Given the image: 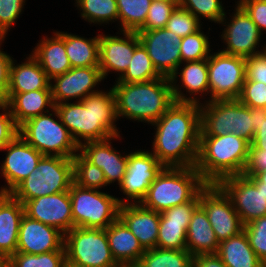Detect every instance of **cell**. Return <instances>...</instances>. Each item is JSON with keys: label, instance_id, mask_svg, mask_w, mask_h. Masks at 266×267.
I'll use <instances>...</instances> for the list:
<instances>
[{"label": "cell", "instance_id": "6da1fadb", "mask_svg": "<svg viewBox=\"0 0 266 267\" xmlns=\"http://www.w3.org/2000/svg\"><path fill=\"white\" fill-rule=\"evenodd\" d=\"M152 153L164 167L195 166L200 139V104L174 102L155 121Z\"/></svg>", "mask_w": 266, "mask_h": 267}, {"label": "cell", "instance_id": "7a4b0ae2", "mask_svg": "<svg viewBox=\"0 0 266 267\" xmlns=\"http://www.w3.org/2000/svg\"><path fill=\"white\" fill-rule=\"evenodd\" d=\"M61 122L80 146L88 141H102L117 135V113L114 91H98L75 103L54 105Z\"/></svg>", "mask_w": 266, "mask_h": 267}, {"label": "cell", "instance_id": "3957f363", "mask_svg": "<svg viewBox=\"0 0 266 267\" xmlns=\"http://www.w3.org/2000/svg\"><path fill=\"white\" fill-rule=\"evenodd\" d=\"M117 118L153 124L174 103L169 77L152 81L115 83L112 87Z\"/></svg>", "mask_w": 266, "mask_h": 267}, {"label": "cell", "instance_id": "277c9868", "mask_svg": "<svg viewBox=\"0 0 266 267\" xmlns=\"http://www.w3.org/2000/svg\"><path fill=\"white\" fill-rule=\"evenodd\" d=\"M250 144L232 133L200 136L195 168L207 184H218L225 177L241 175Z\"/></svg>", "mask_w": 266, "mask_h": 267}, {"label": "cell", "instance_id": "5b68a950", "mask_svg": "<svg viewBox=\"0 0 266 267\" xmlns=\"http://www.w3.org/2000/svg\"><path fill=\"white\" fill-rule=\"evenodd\" d=\"M206 185L195 166L164 167L140 203L145 208L162 213L192 201Z\"/></svg>", "mask_w": 266, "mask_h": 267}, {"label": "cell", "instance_id": "8992f818", "mask_svg": "<svg viewBox=\"0 0 266 267\" xmlns=\"http://www.w3.org/2000/svg\"><path fill=\"white\" fill-rule=\"evenodd\" d=\"M200 104V136L232 133L250 143L254 138L251 109L238 99L203 101Z\"/></svg>", "mask_w": 266, "mask_h": 267}, {"label": "cell", "instance_id": "52a82bcc", "mask_svg": "<svg viewBox=\"0 0 266 267\" xmlns=\"http://www.w3.org/2000/svg\"><path fill=\"white\" fill-rule=\"evenodd\" d=\"M73 183L72 158L44 155L34 171L10 194L22 204L40 196L69 191Z\"/></svg>", "mask_w": 266, "mask_h": 267}, {"label": "cell", "instance_id": "ba28073f", "mask_svg": "<svg viewBox=\"0 0 266 267\" xmlns=\"http://www.w3.org/2000/svg\"><path fill=\"white\" fill-rule=\"evenodd\" d=\"M18 134L43 155L73 158L79 152L78 144L61 122L55 107L23 123Z\"/></svg>", "mask_w": 266, "mask_h": 267}, {"label": "cell", "instance_id": "9c48e42d", "mask_svg": "<svg viewBox=\"0 0 266 267\" xmlns=\"http://www.w3.org/2000/svg\"><path fill=\"white\" fill-rule=\"evenodd\" d=\"M67 267H117L106 229L73 227L64 235Z\"/></svg>", "mask_w": 266, "mask_h": 267}, {"label": "cell", "instance_id": "30bf717a", "mask_svg": "<svg viewBox=\"0 0 266 267\" xmlns=\"http://www.w3.org/2000/svg\"><path fill=\"white\" fill-rule=\"evenodd\" d=\"M73 227L106 229L119 217L117 197L72 183L69 189Z\"/></svg>", "mask_w": 266, "mask_h": 267}, {"label": "cell", "instance_id": "8fae6325", "mask_svg": "<svg viewBox=\"0 0 266 267\" xmlns=\"http://www.w3.org/2000/svg\"><path fill=\"white\" fill-rule=\"evenodd\" d=\"M246 58L221 51L208 57L209 100L238 99L246 78Z\"/></svg>", "mask_w": 266, "mask_h": 267}, {"label": "cell", "instance_id": "7c38bea8", "mask_svg": "<svg viewBox=\"0 0 266 267\" xmlns=\"http://www.w3.org/2000/svg\"><path fill=\"white\" fill-rule=\"evenodd\" d=\"M199 205L205 210L216 239L221 242L243 231V223L231 198L218 184H207L199 192Z\"/></svg>", "mask_w": 266, "mask_h": 267}, {"label": "cell", "instance_id": "4fadbf2b", "mask_svg": "<svg viewBox=\"0 0 266 267\" xmlns=\"http://www.w3.org/2000/svg\"><path fill=\"white\" fill-rule=\"evenodd\" d=\"M235 6V12L230 15L232 17L230 22L227 21L225 13L219 23L226 27L221 34V40H223L226 47L219 51L244 58L264 52L265 46L261 45L262 49H258L263 34L246 11L238 3Z\"/></svg>", "mask_w": 266, "mask_h": 267}, {"label": "cell", "instance_id": "5bb4252c", "mask_svg": "<svg viewBox=\"0 0 266 267\" xmlns=\"http://www.w3.org/2000/svg\"><path fill=\"white\" fill-rule=\"evenodd\" d=\"M139 150L128 153L126 173L119 185L126 199L117 198L120 205L140 203L147 195L151 183L164 168L150 150Z\"/></svg>", "mask_w": 266, "mask_h": 267}, {"label": "cell", "instance_id": "9a60e30c", "mask_svg": "<svg viewBox=\"0 0 266 267\" xmlns=\"http://www.w3.org/2000/svg\"><path fill=\"white\" fill-rule=\"evenodd\" d=\"M140 42L146 48L152 64L161 76L171 77L182 67L181 37L166 28L137 30Z\"/></svg>", "mask_w": 266, "mask_h": 267}, {"label": "cell", "instance_id": "2e32d148", "mask_svg": "<svg viewBox=\"0 0 266 267\" xmlns=\"http://www.w3.org/2000/svg\"><path fill=\"white\" fill-rule=\"evenodd\" d=\"M218 185L231 198L243 225L266 216V195L244 175L223 178Z\"/></svg>", "mask_w": 266, "mask_h": 267}, {"label": "cell", "instance_id": "e0dca14e", "mask_svg": "<svg viewBox=\"0 0 266 267\" xmlns=\"http://www.w3.org/2000/svg\"><path fill=\"white\" fill-rule=\"evenodd\" d=\"M2 151L7 154L0 166V174L5 179L7 186H1L0 193H10L36 169L44 155L29 145L19 134Z\"/></svg>", "mask_w": 266, "mask_h": 267}, {"label": "cell", "instance_id": "ac0fdd59", "mask_svg": "<svg viewBox=\"0 0 266 267\" xmlns=\"http://www.w3.org/2000/svg\"><path fill=\"white\" fill-rule=\"evenodd\" d=\"M23 206L29 218L52 226L64 235L73 228L69 191L40 196L26 201Z\"/></svg>", "mask_w": 266, "mask_h": 267}, {"label": "cell", "instance_id": "d6986e66", "mask_svg": "<svg viewBox=\"0 0 266 267\" xmlns=\"http://www.w3.org/2000/svg\"><path fill=\"white\" fill-rule=\"evenodd\" d=\"M102 80L104 79L99 67L71 68L51 80L53 104L66 103L76 98L81 101L87 95L100 91L94 89Z\"/></svg>", "mask_w": 266, "mask_h": 267}, {"label": "cell", "instance_id": "ffe728a7", "mask_svg": "<svg viewBox=\"0 0 266 267\" xmlns=\"http://www.w3.org/2000/svg\"><path fill=\"white\" fill-rule=\"evenodd\" d=\"M124 37L99 34V68L103 79L118 72L120 78L127 70L135 47L140 43L137 32L121 31Z\"/></svg>", "mask_w": 266, "mask_h": 267}, {"label": "cell", "instance_id": "44dd1931", "mask_svg": "<svg viewBox=\"0 0 266 267\" xmlns=\"http://www.w3.org/2000/svg\"><path fill=\"white\" fill-rule=\"evenodd\" d=\"M57 250H65L64 234L24 214L19 226L17 252L38 255Z\"/></svg>", "mask_w": 266, "mask_h": 267}, {"label": "cell", "instance_id": "7402d4cb", "mask_svg": "<svg viewBox=\"0 0 266 267\" xmlns=\"http://www.w3.org/2000/svg\"><path fill=\"white\" fill-rule=\"evenodd\" d=\"M120 137L117 135L102 141L83 142L79 146V152L89 162L102 169L107 185L116 181L117 185H120L126 173L128 154L121 155L120 151L111 146V140H117Z\"/></svg>", "mask_w": 266, "mask_h": 267}, {"label": "cell", "instance_id": "603a6c76", "mask_svg": "<svg viewBox=\"0 0 266 267\" xmlns=\"http://www.w3.org/2000/svg\"><path fill=\"white\" fill-rule=\"evenodd\" d=\"M119 218L145 250L156 247L160 213L145 208L141 203H128L119 206Z\"/></svg>", "mask_w": 266, "mask_h": 267}, {"label": "cell", "instance_id": "cb8c5ba5", "mask_svg": "<svg viewBox=\"0 0 266 267\" xmlns=\"http://www.w3.org/2000/svg\"><path fill=\"white\" fill-rule=\"evenodd\" d=\"M186 63V64H185ZM183 62L184 66L182 70L175 71L170 77L172 95L174 102H191L201 104L199 97L196 94H202L203 97L209 94L208 85V59H202L198 61ZM178 74L180 77V85L178 82ZM185 88L187 97L181 91ZM191 96V97H190Z\"/></svg>", "mask_w": 266, "mask_h": 267}, {"label": "cell", "instance_id": "d4e9b609", "mask_svg": "<svg viewBox=\"0 0 266 267\" xmlns=\"http://www.w3.org/2000/svg\"><path fill=\"white\" fill-rule=\"evenodd\" d=\"M53 34L52 37L43 36L31 51V55L38 61L50 80L72 68L66 54L65 32L56 31Z\"/></svg>", "mask_w": 266, "mask_h": 267}, {"label": "cell", "instance_id": "484cf974", "mask_svg": "<svg viewBox=\"0 0 266 267\" xmlns=\"http://www.w3.org/2000/svg\"><path fill=\"white\" fill-rule=\"evenodd\" d=\"M5 103L8 105L12 118L18 128L26 121L47 113L54 107L51 89L7 94Z\"/></svg>", "mask_w": 266, "mask_h": 267}, {"label": "cell", "instance_id": "4316f807", "mask_svg": "<svg viewBox=\"0 0 266 267\" xmlns=\"http://www.w3.org/2000/svg\"><path fill=\"white\" fill-rule=\"evenodd\" d=\"M23 204L10 193H0V252L7 258L17 252Z\"/></svg>", "mask_w": 266, "mask_h": 267}, {"label": "cell", "instance_id": "83f0119b", "mask_svg": "<svg viewBox=\"0 0 266 267\" xmlns=\"http://www.w3.org/2000/svg\"><path fill=\"white\" fill-rule=\"evenodd\" d=\"M106 234L113 258L119 265L135 266L146 251L119 217L106 228Z\"/></svg>", "mask_w": 266, "mask_h": 267}, {"label": "cell", "instance_id": "f1b7e54d", "mask_svg": "<svg viewBox=\"0 0 266 267\" xmlns=\"http://www.w3.org/2000/svg\"><path fill=\"white\" fill-rule=\"evenodd\" d=\"M15 61L13 58L10 66L7 94L51 89V80L31 54L21 64H16Z\"/></svg>", "mask_w": 266, "mask_h": 267}, {"label": "cell", "instance_id": "f546056e", "mask_svg": "<svg viewBox=\"0 0 266 267\" xmlns=\"http://www.w3.org/2000/svg\"><path fill=\"white\" fill-rule=\"evenodd\" d=\"M219 241L205 210L199 205L193 212L186 232V250L192 255L216 254Z\"/></svg>", "mask_w": 266, "mask_h": 267}, {"label": "cell", "instance_id": "4dcf8cb0", "mask_svg": "<svg viewBox=\"0 0 266 267\" xmlns=\"http://www.w3.org/2000/svg\"><path fill=\"white\" fill-rule=\"evenodd\" d=\"M216 254L227 267H266L251 248L244 230L219 242Z\"/></svg>", "mask_w": 266, "mask_h": 267}, {"label": "cell", "instance_id": "1f68e13d", "mask_svg": "<svg viewBox=\"0 0 266 267\" xmlns=\"http://www.w3.org/2000/svg\"><path fill=\"white\" fill-rule=\"evenodd\" d=\"M65 48L72 68L99 67V34L88 39L65 32Z\"/></svg>", "mask_w": 266, "mask_h": 267}, {"label": "cell", "instance_id": "d6a6232c", "mask_svg": "<svg viewBox=\"0 0 266 267\" xmlns=\"http://www.w3.org/2000/svg\"><path fill=\"white\" fill-rule=\"evenodd\" d=\"M135 267H193V256L187 250L147 249Z\"/></svg>", "mask_w": 266, "mask_h": 267}, {"label": "cell", "instance_id": "836d02e7", "mask_svg": "<svg viewBox=\"0 0 266 267\" xmlns=\"http://www.w3.org/2000/svg\"><path fill=\"white\" fill-rule=\"evenodd\" d=\"M160 77L161 75L154 68L146 48L140 42L135 47L127 70L117 79L116 83L148 82Z\"/></svg>", "mask_w": 266, "mask_h": 267}, {"label": "cell", "instance_id": "e575fe53", "mask_svg": "<svg viewBox=\"0 0 266 267\" xmlns=\"http://www.w3.org/2000/svg\"><path fill=\"white\" fill-rule=\"evenodd\" d=\"M75 1V6L80 10V16L90 24L102 25L118 21V4L116 0Z\"/></svg>", "mask_w": 266, "mask_h": 267}, {"label": "cell", "instance_id": "d590c367", "mask_svg": "<svg viewBox=\"0 0 266 267\" xmlns=\"http://www.w3.org/2000/svg\"><path fill=\"white\" fill-rule=\"evenodd\" d=\"M118 4V22L121 31L136 32L144 23L151 0H116Z\"/></svg>", "mask_w": 266, "mask_h": 267}, {"label": "cell", "instance_id": "8d00e7d4", "mask_svg": "<svg viewBox=\"0 0 266 267\" xmlns=\"http://www.w3.org/2000/svg\"><path fill=\"white\" fill-rule=\"evenodd\" d=\"M73 183L85 189L99 190L107 186L102 169L89 162L80 152L73 158Z\"/></svg>", "mask_w": 266, "mask_h": 267}, {"label": "cell", "instance_id": "74e56055", "mask_svg": "<svg viewBox=\"0 0 266 267\" xmlns=\"http://www.w3.org/2000/svg\"><path fill=\"white\" fill-rule=\"evenodd\" d=\"M8 267H67L66 251L57 250L38 255L16 252L8 258Z\"/></svg>", "mask_w": 266, "mask_h": 267}, {"label": "cell", "instance_id": "f35d334b", "mask_svg": "<svg viewBox=\"0 0 266 267\" xmlns=\"http://www.w3.org/2000/svg\"><path fill=\"white\" fill-rule=\"evenodd\" d=\"M188 226V222L160 220L156 247L186 250V232Z\"/></svg>", "mask_w": 266, "mask_h": 267}, {"label": "cell", "instance_id": "ab89813d", "mask_svg": "<svg viewBox=\"0 0 266 267\" xmlns=\"http://www.w3.org/2000/svg\"><path fill=\"white\" fill-rule=\"evenodd\" d=\"M180 52L182 63L208 59L211 54L209 37L201 29L183 37L180 43Z\"/></svg>", "mask_w": 266, "mask_h": 267}, {"label": "cell", "instance_id": "60d3db41", "mask_svg": "<svg viewBox=\"0 0 266 267\" xmlns=\"http://www.w3.org/2000/svg\"><path fill=\"white\" fill-rule=\"evenodd\" d=\"M179 6L191 12L199 20L203 17L217 24L226 13L222 0H179Z\"/></svg>", "mask_w": 266, "mask_h": 267}, {"label": "cell", "instance_id": "b9f144b4", "mask_svg": "<svg viewBox=\"0 0 266 267\" xmlns=\"http://www.w3.org/2000/svg\"><path fill=\"white\" fill-rule=\"evenodd\" d=\"M201 25V20L178 5L172 12L165 28L183 38L199 31L202 28Z\"/></svg>", "mask_w": 266, "mask_h": 267}, {"label": "cell", "instance_id": "7bdbcfd3", "mask_svg": "<svg viewBox=\"0 0 266 267\" xmlns=\"http://www.w3.org/2000/svg\"><path fill=\"white\" fill-rule=\"evenodd\" d=\"M179 1L151 2L145 23L138 30H155L165 28L172 12Z\"/></svg>", "mask_w": 266, "mask_h": 267}, {"label": "cell", "instance_id": "ee69618b", "mask_svg": "<svg viewBox=\"0 0 266 267\" xmlns=\"http://www.w3.org/2000/svg\"><path fill=\"white\" fill-rule=\"evenodd\" d=\"M249 244L257 257L266 265V216L244 225Z\"/></svg>", "mask_w": 266, "mask_h": 267}, {"label": "cell", "instance_id": "f6af8a7d", "mask_svg": "<svg viewBox=\"0 0 266 267\" xmlns=\"http://www.w3.org/2000/svg\"><path fill=\"white\" fill-rule=\"evenodd\" d=\"M238 100L248 107L266 109V85L245 80Z\"/></svg>", "mask_w": 266, "mask_h": 267}, {"label": "cell", "instance_id": "bcb514c9", "mask_svg": "<svg viewBox=\"0 0 266 267\" xmlns=\"http://www.w3.org/2000/svg\"><path fill=\"white\" fill-rule=\"evenodd\" d=\"M26 0H0V28L7 34L20 17Z\"/></svg>", "mask_w": 266, "mask_h": 267}, {"label": "cell", "instance_id": "7dc6e473", "mask_svg": "<svg viewBox=\"0 0 266 267\" xmlns=\"http://www.w3.org/2000/svg\"><path fill=\"white\" fill-rule=\"evenodd\" d=\"M253 118L254 138L249 149H261L266 154V109L249 107Z\"/></svg>", "mask_w": 266, "mask_h": 267}, {"label": "cell", "instance_id": "c3c4849f", "mask_svg": "<svg viewBox=\"0 0 266 267\" xmlns=\"http://www.w3.org/2000/svg\"><path fill=\"white\" fill-rule=\"evenodd\" d=\"M0 151L18 135V127L12 118L9 107L0 102Z\"/></svg>", "mask_w": 266, "mask_h": 267}, {"label": "cell", "instance_id": "681fc988", "mask_svg": "<svg viewBox=\"0 0 266 267\" xmlns=\"http://www.w3.org/2000/svg\"><path fill=\"white\" fill-rule=\"evenodd\" d=\"M199 206V194L190 202L171 207L160 213V220L190 222L194 210Z\"/></svg>", "mask_w": 266, "mask_h": 267}, {"label": "cell", "instance_id": "f907efd6", "mask_svg": "<svg viewBox=\"0 0 266 267\" xmlns=\"http://www.w3.org/2000/svg\"><path fill=\"white\" fill-rule=\"evenodd\" d=\"M238 4L246 11L259 31H266V0H238Z\"/></svg>", "mask_w": 266, "mask_h": 267}, {"label": "cell", "instance_id": "816d5d0a", "mask_svg": "<svg viewBox=\"0 0 266 267\" xmlns=\"http://www.w3.org/2000/svg\"><path fill=\"white\" fill-rule=\"evenodd\" d=\"M245 80L262 82L266 85V53L246 58Z\"/></svg>", "mask_w": 266, "mask_h": 267}, {"label": "cell", "instance_id": "f5cc1de1", "mask_svg": "<svg viewBox=\"0 0 266 267\" xmlns=\"http://www.w3.org/2000/svg\"><path fill=\"white\" fill-rule=\"evenodd\" d=\"M4 40L5 38L0 39V48ZM2 50L3 49H0V102H5L9 87L10 66L13 57Z\"/></svg>", "mask_w": 266, "mask_h": 267}, {"label": "cell", "instance_id": "db71d44e", "mask_svg": "<svg viewBox=\"0 0 266 267\" xmlns=\"http://www.w3.org/2000/svg\"><path fill=\"white\" fill-rule=\"evenodd\" d=\"M266 170V154L261 149H249L248 159L242 172L244 176H256Z\"/></svg>", "mask_w": 266, "mask_h": 267}, {"label": "cell", "instance_id": "11a10c76", "mask_svg": "<svg viewBox=\"0 0 266 267\" xmlns=\"http://www.w3.org/2000/svg\"><path fill=\"white\" fill-rule=\"evenodd\" d=\"M193 267H227L217 254L193 256Z\"/></svg>", "mask_w": 266, "mask_h": 267}, {"label": "cell", "instance_id": "9f6ffc18", "mask_svg": "<svg viewBox=\"0 0 266 267\" xmlns=\"http://www.w3.org/2000/svg\"><path fill=\"white\" fill-rule=\"evenodd\" d=\"M252 182H263V186H266V170L259 172L256 176H246Z\"/></svg>", "mask_w": 266, "mask_h": 267}, {"label": "cell", "instance_id": "6f0895ef", "mask_svg": "<svg viewBox=\"0 0 266 267\" xmlns=\"http://www.w3.org/2000/svg\"><path fill=\"white\" fill-rule=\"evenodd\" d=\"M0 267H8V258L0 252Z\"/></svg>", "mask_w": 266, "mask_h": 267}, {"label": "cell", "instance_id": "680465c9", "mask_svg": "<svg viewBox=\"0 0 266 267\" xmlns=\"http://www.w3.org/2000/svg\"><path fill=\"white\" fill-rule=\"evenodd\" d=\"M257 189H261L262 192L266 195V186H263V182H253Z\"/></svg>", "mask_w": 266, "mask_h": 267}, {"label": "cell", "instance_id": "91938a15", "mask_svg": "<svg viewBox=\"0 0 266 267\" xmlns=\"http://www.w3.org/2000/svg\"><path fill=\"white\" fill-rule=\"evenodd\" d=\"M6 38V33L0 28V39Z\"/></svg>", "mask_w": 266, "mask_h": 267}, {"label": "cell", "instance_id": "94428289", "mask_svg": "<svg viewBox=\"0 0 266 267\" xmlns=\"http://www.w3.org/2000/svg\"><path fill=\"white\" fill-rule=\"evenodd\" d=\"M167 2V1H179V0H151V2Z\"/></svg>", "mask_w": 266, "mask_h": 267}, {"label": "cell", "instance_id": "6125c7cd", "mask_svg": "<svg viewBox=\"0 0 266 267\" xmlns=\"http://www.w3.org/2000/svg\"><path fill=\"white\" fill-rule=\"evenodd\" d=\"M117 267H135V266H133V265H119Z\"/></svg>", "mask_w": 266, "mask_h": 267}, {"label": "cell", "instance_id": "be15d7a7", "mask_svg": "<svg viewBox=\"0 0 266 267\" xmlns=\"http://www.w3.org/2000/svg\"><path fill=\"white\" fill-rule=\"evenodd\" d=\"M264 46H265V47H264V52L266 53V43L264 44Z\"/></svg>", "mask_w": 266, "mask_h": 267}]
</instances>
